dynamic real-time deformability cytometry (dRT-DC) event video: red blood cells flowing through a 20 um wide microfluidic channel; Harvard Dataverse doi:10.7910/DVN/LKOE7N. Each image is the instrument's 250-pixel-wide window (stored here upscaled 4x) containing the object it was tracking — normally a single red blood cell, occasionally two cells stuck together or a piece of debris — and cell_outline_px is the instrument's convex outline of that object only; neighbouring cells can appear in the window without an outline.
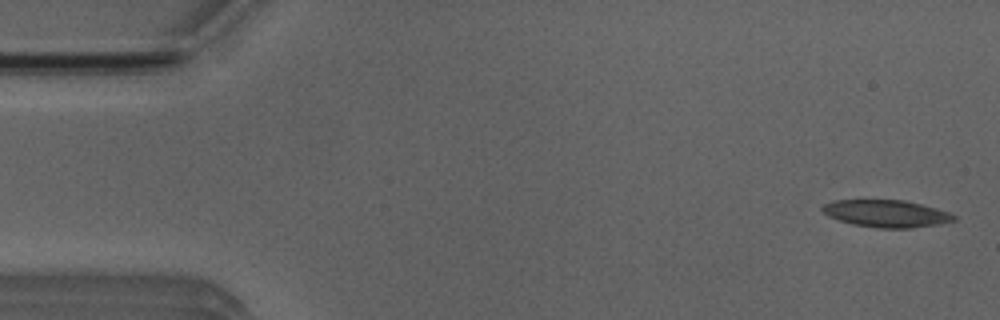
{"species": "Egyptian fruit bat (a non-hibernating species)", "species_latin": "Rousettus aegyptiacus", "temperature_condition": "room temperature", "stored_images_in_passage": 5, "camera_frame_rate_fps": 3000, "um_per_image_px": 0.085, "animal": {"sex": "male"}, "frame": {"image": 1, "passage_image": 1, "time_ms": 0.0, "image_size_px": [1000, 320], "cell_outline_px": [[956, 220], [940, 224], [912, 228], [880, 228], [852, 224], [828, 216], [820, 208], [824, 204], [832, 200], [904, 200], [936, 208], [948, 212], [956, 216]], "centroid_in_image_um": [75.34, 18.15], "position_along_channel_um": 9.7, "area_um2": 20.81}}